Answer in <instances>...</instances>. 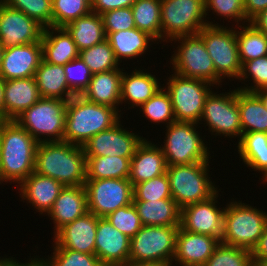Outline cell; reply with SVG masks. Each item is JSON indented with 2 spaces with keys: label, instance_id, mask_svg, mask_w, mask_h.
Listing matches in <instances>:
<instances>
[{
  "label": "cell",
  "instance_id": "cell-30",
  "mask_svg": "<svg viewBox=\"0 0 267 266\" xmlns=\"http://www.w3.org/2000/svg\"><path fill=\"white\" fill-rule=\"evenodd\" d=\"M143 226H180V208L173 199L133 201Z\"/></svg>",
  "mask_w": 267,
  "mask_h": 266
},
{
  "label": "cell",
  "instance_id": "cell-4",
  "mask_svg": "<svg viewBox=\"0 0 267 266\" xmlns=\"http://www.w3.org/2000/svg\"><path fill=\"white\" fill-rule=\"evenodd\" d=\"M210 161L167 166L172 199L178 207L204 201L218 190L209 177Z\"/></svg>",
  "mask_w": 267,
  "mask_h": 266
},
{
  "label": "cell",
  "instance_id": "cell-29",
  "mask_svg": "<svg viewBox=\"0 0 267 266\" xmlns=\"http://www.w3.org/2000/svg\"><path fill=\"white\" fill-rule=\"evenodd\" d=\"M124 68L93 74L88 89L92 103L119 109L121 105V78Z\"/></svg>",
  "mask_w": 267,
  "mask_h": 266
},
{
  "label": "cell",
  "instance_id": "cell-59",
  "mask_svg": "<svg viewBox=\"0 0 267 266\" xmlns=\"http://www.w3.org/2000/svg\"><path fill=\"white\" fill-rule=\"evenodd\" d=\"M26 266H40V264L33 258Z\"/></svg>",
  "mask_w": 267,
  "mask_h": 266
},
{
  "label": "cell",
  "instance_id": "cell-3",
  "mask_svg": "<svg viewBox=\"0 0 267 266\" xmlns=\"http://www.w3.org/2000/svg\"><path fill=\"white\" fill-rule=\"evenodd\" d=\"M225 206L221 243L252 252L267 226L266 212L234 199Z\"/></svg>",
  "mask_w": 267,
  "mask_h": 266
},
{
  "label": "cell",
  "instance_id": "cell-50",
  "mask_svg": "<svg viewBox=\"0 0 267 266\" xmlns=\"http://www.w3.org/2000/svg\"><path fill=\"white\" fill-rule=\"evenodd\" d=\"M58 100L65 113L91 103L87 87H69L61 93Z\"/></svg>",
  "mask_w": 267,
  "mask_h": 266
},
{
  "label": "cell",
  "instance_id": "cell-33",
  "mask_svg": "<svg viewBox=\"0 0 267 266\" xmlns=\"http://www.w3.org/2000/svg\"><path fill=\"white\" fill-rule=\"evenodd\" d=\"M238 107L240 124L243 133H267V109L254 92L238 89Z\"/></svg>",
  "mask_w": 267,
  "mask_h": 266
},
{
  "label": "cell",
  "instance_id": "cell-5",
  "mask_svg": "<svg viewBox=\"0 0 267 266\" xmlns=\"http://www.w3.org/2000/svg\"><path fill=\"white\" fill-rule=\"evenodd\" d=\"M198 34L202 37L206 50L213 60L215 68V85L222 84L223 79L237 80L241 73L242 64L239 58L236 27L228 28L223 25L204 26ZM226 77V78H225Z\"/></svg>",
  "mask_w": 267,
  "mask_h": 266
},
{
  "label": "cell",
  "instance_id": "cell-48",
  "mask_svg": "<svg viewBox=\"0 0 267 266\" xmlns=\"http://www.w3.org/2000/svg\"><path fill=\"white\" fill-rule=\"evenodd\" d=\"M105 32L133 29L135 21L131 7L109 10L101 14Z\"/></svg>",
  "mask_w": 267,
  "mask_h": 266
},
{
  "label": "cell",
  "instance_id": "cell-26",
  "mask_svg": "<svg viewBox=\"0 0 267 266\" xmlns=\"http://www.w3.org/2000/svg\"><path fill=\"white\" fill-rule=\"evenodd\" d=\"M130 74L123 72L121 78V104L128 103L130 107H140L162 88L155 75L146 69L132 70ZM127 73V74H126ZM129 74V75H128Z\"/></svg>",
  "mask_w": 267,
  "mask_h": 266
},
{
  "label": "cell",
  "instance_id": "cell-27",
  "mask_svg": "<svg viewBox=\"0 0 267 266\" xmlns=\"http://www.w3.org/2000/svg\"><path fill=\"white\" fill-rule=\"evenodd\" d=\"M41 44L43 60L48 63L64 66L79 57L76 43L64 27L44 28Z\"/></svg>",
  "mask_w": 267,
  "mask_h": 266
},
{
  "label": "cell",
  "instance_id": "cell-34",
  "mask_svg": "<svg viewBox=\"0 0 267 266\" xmlns=\"http://www.w3.org/2000/svg\"><path fill=\"white\" fill-rule=\"evenodd\" d=\"M132 157H86L87 179H129Z\"/></svg>",
  "mask_w": 267,
  "mask_h": 266
},
{
  "label": "cell",
  "instance_id": "cell-56",
  "mask_svg": "<svg viewBox=\"0 0 267 266\" xmlns=\"http://www.w3.org/2000/svg\"><path fill=\"white\" fill-rule=\"evenodd\" d=\"M4 80L0 76V121L4 120Z\"/></svg>",
  "mask_w": 267,
  "mask_h": 266
},
{
  "label": "cell",
  "instance_id": "cell-12",
  "mask_svg": "<svg viewBox=\"0 0 267 266\" xmlns=\"http://www.w3.org/2000/svg\"><path fill=\"white\" fill-rule=\"evenodd\" d=\"M175 40V41H174ZM177 41L176 50L170 58L174 73L188 78L207 81L215 86V68L202 37L194 35L180 36L171 40Z\"/></svg>",
  "mask_w": 267,
  "mask_h": 266
},
{
  "label": "cell",
  "instance_id": "cell-53",
  "mask_svg": "<svg viewBox=\"0 0 267 266\" xmlns=\"http://www.w3.org/2000/svg\"><path fill=\"white\" fill-rule=\"evenodd\" d=\"M253 262H267V226L258 244L252 251Z\"/></svg>",
  "mask_w": 267,
  "mask_h": 266
},
{
  "label": "cell",
  "instance_id": "cell-13",
  "mask_svg": "<svg viewBox=\"0 0 267 266\" xmlns=\"http://www.w3.org/2000/svg\"><path fill=\"white\" fill-rule=\"evenodd\" d=\"M201 122L208 126L213 135L236 138L242 137L240 111L238 107V88L225 93L211 91L207 96Z\"/></svg>",
  "mask_w": 267,
  "mask_h": 266
},
{
  "label": "cell",
  "instance_id": "cell-51",
  "mask_svg": "<svg viewBox=\"0 0 267 266\" xmlns=\"http://www.w3.org/2000/svg\"><path fill=\"white\" fill-rule=\"evenodd\" d=\"M136 0H91V11L99 15L114 9L131 7Z\"/></svg>",
  "mask_w": 267,
  "mask_h": 266
},
{
  "label": "cell",
  "instance_id": "cell-8",
  "mask_svg": "<svg viewBox=\"0 0 267 266\" xmlns=\"http://www.w3.org/2000/svg\"><path fill=\"white\" fill-rule=\"evenodd\" d=\"M119 112L92 102L67 112L63 141L82 146L94 135L117 124L121 118Z\"/></svg>",
  "mask_w": 267,
  "mask_h": 266
},
{
  "label": "cell",
  "instance_id": "cell-17",
  "mask_svg": "<svg viewBox=\"0 0 267 266\" xmlns=\"http://www.w3.org/2000/svg\"><path fill=\"white\" fill-rule=\"evenodd\" d=\"M44 27L20 10L3 4L0 9V44L2 48L39 42Z\"/></svg>",
  "mask_w": 267,
  "mask_h": 266
},
{
  "label": "cell",
  "instance_id": "cell-40",
  "mask_svg": "<svg viewBox=\"0 0 267 266\" xmlns=\"http://www.w3.org/2000/svg\"><path fill=\"white\" fill-rule=\"evenodd\" d=\"M91 12V0H52V26L65 27Z\"/></svg>",
  "mask_w": 267,
  "mask_h": 266
},
{
  "label": "cell",
  "instance_id": "cell-9",
  "mask_svg": "<svg viewBox=\"0 0 267 266\" xmlns=\"http://www.w3.org/2000/svg\"><path fill=\"white\" fill-rule=\"evenodd\" d=\"M166 86L176 122L201 124V115L207 96L214 86L211 83L173 73L168 77ZM211 89V90H210Z\"/></svg>",
  "mask_w": 267,
  "mask_h": 266
},
{
  "label": "cell",
  "instance_id": "cell-16",
  "mask_svg": "<svg viewBox=\"0 0 267 266\" xmlns=\"http://www.w3.org/2000/svg\"><path fill=\"white\" fill-rule=\"evenodd\" d=\"M123 127L119 121L112 128L94 135L82 145L84 155L132 157L145 138Z\"/></svg>",
  "mask_w": 267,
  "mask_h": 266
},
{
  "label": "cell",
  "instance_id": "cell-45",
  "mask_svg": "<svg viewBox=\"0 0 267 266\" xmlns=\"http://www.w3.org/2000/svg\"><path fill=\"white\" fill-rule=\"evenodd\" d=\"M247 79H249V81L253 80L254 84L251 86L246 84L245 80L247 82ZM241 80L244 81V84L247 86L238 87V89L242 91L255 92L256 90L267 88V55L243 63L238 78L239 82H241Z\"/></svg>",
  "mask_w": 267,
  "mask_h": 266
},
{
  "label": "cell",
  "instance_id": "cell-62",
  "mask_svg": "<svg viewBox=\"0 0 267 266\" xmlns=\"http://www.w3.org/2000/svg\"><path fill=\"white\" fill-rule=\"evenodd\" d=\"M3 4H4V0H0V9L3 6Z\"/></svg>",
  "mask_w": 267,
  "mask_h": 266
},
{
  "label": "cell",
  "instance_id": "cell-36",
  "mask_svg": "<svg viewBox=\"0 0 267 266\" xmlns=\"http://www.w3.org/2000/svg\"><path fill=\"white\" fill-rule=\"evenodd\" d=\"M41 98H58L69 88L64 66L48 63L42 59L34 76Z\"/></svg>",
  "mask_w": 267,
  "mask_h": 266
},
{
  "label": "cell",
  "instance_id": "cell-47",
  "mask_svg": "<svg viewBox=\"0 0 267 266\" xmlns=\"http://www.w3.org/2000/svg\"><path fill=\"white\" fill-rule=\"evenodd\" d=\"M210 10L213 14L216 13L218 17H224V20H235L237 26L241 25V22L247 24L244 0H205L206 16Z\"/></svg>",
  "mask_w": 267,
  "mask_h": 266
},
{
  "label": "cell",
  "instance_id": "cell-7",
  "mask_svg": "<svg viewBox=\"0 0 267 266\" xmlns=\"http://www.w3.org/2000/svg\"><path fill=\"white\" fill-rule=\"evenodd\" d=\"M199 125L193 122H174L165 127L164 145L160 146L167 166L210 161L208 146L196 129Z\"/></svg>",
  "mask_w": 267,
  "mask_h": 266
},
{
  "label": "cell",
  "instance_id": "cell-39",
  "mask_svg": "<svg viewBox=\"0 0 267 266\" xmlns=\"http://www.w3.org/2000/svg\"><path fill=\"white\" fill-rule=\"evenodd\" d=\"M139 108L143 116L151 123H164L168 126L176 122L170 96L163 87Z\"/></svg>",
  "mask_w": 267,
  "mask_h": 266
},
{
  "label": "cell",
  "instance_id": "cell-6",
  "mask_svg": "<svg viewBox=\"0 0 267 266\" xmlns=\"http://www.w3.org/2000/svg\"><path fill=\"white\" fill-rule=\"evenodd\" d=\"M206 25L219 26L206 20L205 0H161V41L197 34Z\"/></svg>",
  "mask_w": 267,
  "mask_h": 266
},
{
  "label": "cell",
  "instance_id": "cell-15",
  "mask_svg": "<svg viewBox=\"0 0 267 266\" xmlns=\"http://www.w3.org/2000/svg\"><path fill=\"white\" fill-rule=\"evenodd\" d=\"M219 190L209 199L180 209V228L222 240L225 208L217 206ZM218 207V208H217Z\"/></svg>",
  "mask_w": 267,
  "mask_h": 266
},
{
  "label": "cell",
  "instance_id": "cell-46",
  "mask_svg": "<svg viewBox=\"0 0 267 266\" xmlns=\"http://www.w3.org/2000/svg\"><path fill=\"white\" fill-rule=\"evenodd\" d=\"M114 228L124 233L130 239L133 238L143 226L133 203L118 208L105 217Z\"/></svg>",
  "mask_w": 267,
  "mask_h": 266
},
{
  "label": "cell",
  "instance_id": "cell-18",
  "mask_svg": "<svg viewBox=\"0 0 267 266\" xmlns=\"http://www.w3.org/2000/svg\"><path fill=\"white\" fill-rule=\"evenodd\" d=\"M131 239L99 217L96 229L95 255L103 266H126L129 261Z\"/></svg>",
  "mask_w": 267,
  "mask_h": 266
},
{
  "label": "cell",
  "instance_id": "cell-19",
  "mask_svg": "<svg viewBox=\"0 0 267 266\" xmlns=\"http://www.w3.org/2000/svg\"><path fill=\"white\" fill-rule=\"evenodd\" d=\"M41 41L3 49L0 76L4 81L34 77L42 61Z\"/></svg>",
  "mask_w": 267,
  "mask_h": 266
},
{
  "label": "cell",
  "instance_id": "cell-44",
  "mask_svg": "<svg viewBox=\"0 0 267 266\" xmlns=\"http://www.w3.org/2000/svg\"><path fill=\"white\" fill-rule=\"evenodd\" d=\"M133 201H158L172 199L167 174L154 177L133 186Z\"/></svg>",
  "mask_w": 267,
  "mask_h": 266
},
{
  "label": "cell",
  "instance_id": "cell-35",
  "mask_svg": "<svg viewBox=\"0 0 267 266\" xmlns=\"http://www.w3.org/2000/svg\"><path fill=\"white\" fill-rule=\"evenodd\" d=\"M236 37L241 64L267 55V35L250 22L236 28Z\"/></svg>",
  "mask_w": 267,
  "mask_h": 266
},
{
  "label": "cell",
  "instance_id": "cell-28",
  "mask_svg": "<svg viewBox=\"0 0 267 266\" xmlns=\"http://www.w3.org/2000/svg\"><path fill=\"white\" fill-rule=\"evenodd\" d=\"M114 55L119 64L122 59H135L145 54L149 46L158 42L149 34L137 29L122 30L119 32H105Z\"/></svg>",
  "mask_w": 267,
  "mask_h": 266
},
{
  "label": "cell",
  "instance_id": "cell-37",
  "mask_svg": "<svg viewBox=\"0 0 267 266\" xmlns=\"http://www.w3.org/2000/svg\"><path fill=\"white\" fill-rule=\"evenodd\" d=\"M131 9L135 27L152 36L159 44L161 40V0H136Z\"/></svg>",
  "mask_w": 267,
  "mask_h": 266
},
{
  "label": "cell",
  "instance_id": "cell-24",
  "mask_svg": "<svg viewBox=\"0 0 267 266\" xmlns=\"http://www.w3.org/2000/svg\"><path fill=\"white\" fill-rule=\"evenodd\" d=\"M3 97L4 120H15L41 98L34 77L4 81Z\"/></svg>",
  "mask_w": 267,
  "mask_h": 266
},
{
  "label": "cell",
  "instance_id": "cell-32",
  "mask_svg": "<svg viewBox=\"0 0 267 266\" xmlns=\"http://www.w3.org/2000/svg\"><path fill=\"white\" fill-rule=\"evenodd\" d=\"M64 28L76 43L79 51L97 45L106 39L102 17L92 11L69 23Z\"/></svg>",
  "mask_w": 267,
  "mask_h": 266
},
{
  "label": "cell",
  "instance_id": "cell-41",
  "mask_svg": "<svg viewBox=\"0 0 267 266\" xmlns=\"http://www.w3.org/2000/svg\"><path fill=\"white\" fill-rule=\"evenodd\" d=\"M53 255L46 258L34 259L40 266H103L95 254H85L66 248H53Z\"/></svg>",
  "mask_w": 267,
  "mask_h": 266
},
{
  "label": "cell",
  "instance_id": "cell-42",
  "mask_svg": "<svg viewBox=\"0 0 267 266\" xmlns=\"http://www.w3.org/2000/svg\"><path fill=\"white\" fill-rule=\"evenodd\" d=\"M203 266H253L252 252L220 242Z\"/></svg>",
  "mask_w": 267,
  "mask_h": 266
},
{
  "label": "cell",
  "instance_id": "cell-38",
  "mask_svg": "<svg viewBox=\"0 0 267 266\" xmlns=\"http://www.w3.org/2000/svg\"><path fill=\"white\" fill-rule=\"evenodd\" d=\"M79 57L88 66L92 74L120 68L107 39L97 45L79 51Z\"/></svg>",
  "mask_w": 267,
  "mask_h": 266
},
{
  "label": "cell",
  "instance_id": "cell-14",
  "mask_svg": "<svg viewBox=\"0 0 267 266\" xmlns=\"http://www.w3.org/2000/svg\"><path fill=\"white\" fill-rule=\"evenodd\" d=\"M88 211L107 217L118 208L133 203V186L129 179L86 180Z\"/></svg>",
  "mask_w": 267,
  "mask_h": 266
},
{
  "label": "cell",
  "instance_id": "cell-52",
  "mask_svg": "<svg viewBox=\"0 0 267 266\" xmlns=\"http://www.w3.org/2000/svg\"><path fill=\"white\" fill-rule=\"evenodd\" d=\"M267 8V0H244V12L247 23Z\"/></svg>",
  "mask_w": 267,
  "mask_h": 266
},
{
  "label": "cell",
  "instance_id": "cell-2",
  "mask_svg": "<svg viewBox=\"0 0 267 266\" xmlns=\"http://www.w3.org/2000/svg\"><path fill=\"white\" fill-rule=\"evenodd\" d=\"M86 167L82 146L66 141L41 142L37 146L34 172L51 177L63 186H84Z\"/></svg>",
  "mask_w": 267,
  "mask_h": 266
},
{
  "label": "cell",
  "instance_id": "cell-11",
  "mask_svg": "<svg viewBox=\"0 0 267 266\" xmlns=\"http://www.w3.org/2000/svg\"><path fill=\"white\" fill-rule=\"evenodd\" d=\"M179 227L142 226L131 238L128 263H171Z\"/></svg>",
  "mask_w": 267,
  "mask_h": 266
},
{
  "label": "cell",
  "instance_id": "cell-55",
  "mask_svg": "<svg viewBox=\"0 0 267 266\" xmlns=\"http://www.w3.org/2000/svg\"><path fill=\"white\" fill-rule=\"evenodd\" d=\"M33 259V257L30 259L29 258V261L26 263H20L19 261H17L16 259H15V257L13 258V257H5L4 256V258H2L1 259V257H0V266H26L31 260Z\"/></svg>",
  "mask_w": 267,
  "mask_h": 266
},
{
  "label": "cell",
  "instance_id": "cell-31",
  "mask_svg": "<svg viewBox=\"0 0 267 266\" xmlns=\"http://www.w3.org/2000/svg\"><path fill=\"white\" fill-rule=\"evenodd\" d=\"M236 146L239 158L243 160L245 166L262 172L261 177L264 182L267 179V133H243Z\"/></svg>",
  "mask_w": 267,
  "mask_h": 266
},
{
  "label": "cell",
  "instance_id": "cell-22",
  "mask_svg": "<svg viewBox=\"0 0 267 266\" xmlns=\"http://www.w3.org/2000/svg\"><path fill=\"white\" fill-rule=\"evenodd\" d=\"M166 171L167 163L161 146L145 138L131 158L129 181L132 186L165 174Z\"/></svg>",
  "mask_w": 267,
  "mask_h": 266
},
{
  "label": "cell",
  "instance_id": "cell-25",
  "mask_svg": "<svg viewBox=\"0 0 267 266\" xmlns=\"http://www.w3.org/2000/svg\"><path fill=\"white\" fill-rule=\"evenodd\" d=\"M88 212L87 194L84 186H64L48 216L54 222V234L63 226Z\"/></svg>",
  "mask_w": 267,
  "mask_h": 266
},
{
  "label": "cell",
  "instance_id": "cell-10",
  "mask_svg": "<svg viewBox=\"0 0 267 266\" xmlns=\"http://www.w3.org/2000/svg\"><path fill=\"white\" fill-rule=\"evenodd\" d=\"M65 119L66 113L62 110L58 98H40L15 121L41 143L63 141Z\"/></svg>",
  "mask_w": 267,
  "mask_h": 266
},
{
  "label": "cell",
  "instance_id": "cell-1",
  "mask_svg": "<svg viewBox=\"0 0 267 266\" xmlns=\"http://www.w3.org/2000/svg\"><path fill=\"white\" fill-rule=\"evenodd\" d=\"M38 142L15 120L0 121V184H21L35 169Z\"/></svg>",
  "mask_w": 267,
  "mask_h": 266
},
{
  "label": "cell",
  "instance_id": "cell-57",
  "mask_svg": "<svg viewBox=\"0 0 267 266\" xmlns=\"http://www.w3.org/2000/svg\"><path fill=\"white\" fill-rule=\"evenodd\" d=\"M254 93L260 98L265 108L267 109V88L256 90Z\"/></svg>",
  "mask_w": 267,
  "mask_h": 266
},
{
  "label": "cell",
  "instance_id": "cell-60",
  "mask_svg": "<svg viewBox=\"0 0 267 266\" xmlns=\"http://www.w3.org/2000/svg\"><path fill=\"white\" fill-rule=\"evenodd\" d=\"M253 266H267V262H253Z\"/></svg>",
  "mask_w": 267,
  "mask_h": 266
},
{
  "label": "cell",
  "instance_id": "cell-61",
  "mask_svg": "<svg viewBox=\"0 0 267 266\" xmlns=\"http://www.w3.org/2000/svg\"><path fill=\"white\" fill-rule=\"evenodd\" d=\"M2 51H3V48H2V45L0 44V63H1Z\"/></svg>",
  "mask_w": 267,
  "mask_h": 266
},
{
  "label": "cell",
  "instance_id": "cell-43",
  "mask_svg": "<svg viewBox=\"0 0 267 266\" xmlns=\"http://www.w3.org/2000/svg\"><path fill=\"white\" fill-rule=\"evenodd\" d=\"M4 4L22 11L44 28L52 26V0H4Z\"/></svg>",
  "mask_w": 267,
  "mask_h": 266
},
{
  "label": "cell",
  "instance_id": "cell-23",
  "mask_svg": "<svg viewBox=\"0 0 267 266\" xmlns=\"http://www.w3.org/2000/svg\"><path fill=\"white\" fill-rule=\"evenodd\" d=\"M19 195L21 201L28 202L34 206V209L40 214H48L52 209L61 189L64 187L57 180L31 173L20 185Z\"/></svg>",
  "mask_w": 267,
  "mask_h": 266
},
{
  "label": "cell",
  "instance_id": "cell-58",
  "mask_svg": "<svg viewBox=\"0 0 267 266\" xmlns=\"http://www.w3.org/2000/svg\"><path fill=\"white\" fill-rule=\"evenodd\" d=\"M126 266H173L171 263H128Z\"/></svg>",
  "mask_w": 267,
  "mask_h": 266
},
{
  "label": "cell",
  "instance_id": "cell-21",
  "mask_svg": "<svg viewBox=\"0 0 267 266\" xmlns=\"http://www.w3.org/2000/svg\"><path fill=\"white\" fill-rule=\"evenodd\" d=\"M220 242L212 236L192 233L179 227L173 266H203Z\"/></svg>",
  "mask_w": 267,
  "mask_h": 266
},
{
  "label": "cell",
  "instance_id": "cell-49",
  "mask_svg": "<svg viewBox=\"0 0 267 266\" xmlns=\"http://www.w3.org/2000/svg\"><path fill=\"white\" fill-rule=\"evenodd\" d=\"M64 72L69 87H88L93 75L80 57L66 63Z\"/></svg>",
  "mask_w": 267,
  "mask_h": 266
},
{
  "label": "cell",
  "instance_id": "cell-20",
  "mask_svg": "<svg viewBox=\"0 0 267 266\" xmlns=\"http://www.w3.org/2000/svg\"><path fill=\"white\" fill-rule=\"evenodd\" d=\"M98 216L87 212L60 228L54 236L53 248H66L85 254H95Z\"/></svg>",
  "mask_w": 267,
  "mask_h": 266
},
{
  "label": "cell",
  "instance_id": "cell-54",
  "mask_svg": "<svg viewBox=\"0 0 267 266\" xmlns=\"http://www.w3.org/2000/svg\"><path fill=\"white\" fill-rule=\"evenodd\" d=\"M250 23L267 35V8L256 15Z\"/></svg>",
  "mask_w": 267,
  "mask_h": 266
}]
</instances>
